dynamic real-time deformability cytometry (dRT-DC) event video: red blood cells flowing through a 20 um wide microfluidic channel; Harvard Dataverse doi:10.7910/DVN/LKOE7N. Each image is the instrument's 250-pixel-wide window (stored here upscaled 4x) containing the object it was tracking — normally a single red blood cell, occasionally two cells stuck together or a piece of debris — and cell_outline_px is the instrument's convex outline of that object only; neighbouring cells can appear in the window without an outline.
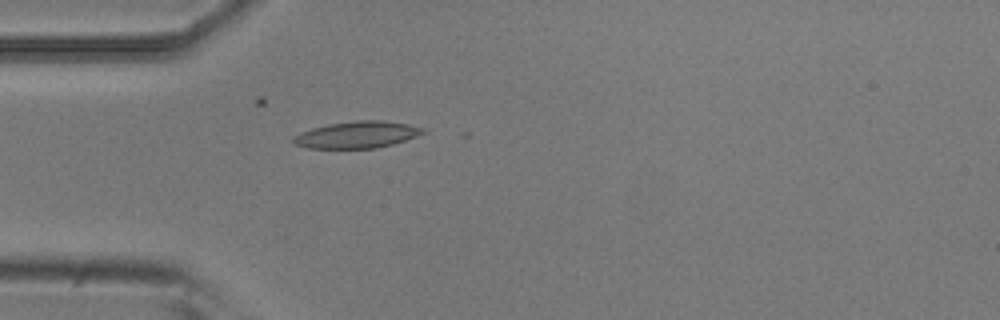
{"species": "common noctule bat (a hibernating species)", "species_latin": "Nyctalus noctula", "temperature_condition": "room temperature", "stored_images_in_passage": 2, "camera_frame_rate_fps": 3000, "um_per_image_px": 0.085, "animal": {"sex": "male", "body_mass_g": 20.5, "forearm_length_mm": 52.5}, "frame": {"image": 1, "passage_image": 2, "time_ms": 0.333, "image_size_px": [1000, 320], "cell_outline_px": [[424, 132], [416, 136], [392, 144], [376, 148], [308, 148], [296, 144], [292, 140], [292, 136], [300, 132], [312, 128], [328, 124], [356, 120], [384, 120], [408, 124], [424, 128]], "centroid_in_image_um": [30.32, 11.44], "position_along_channel_um": 54.7, "area_um2": 20.11}}